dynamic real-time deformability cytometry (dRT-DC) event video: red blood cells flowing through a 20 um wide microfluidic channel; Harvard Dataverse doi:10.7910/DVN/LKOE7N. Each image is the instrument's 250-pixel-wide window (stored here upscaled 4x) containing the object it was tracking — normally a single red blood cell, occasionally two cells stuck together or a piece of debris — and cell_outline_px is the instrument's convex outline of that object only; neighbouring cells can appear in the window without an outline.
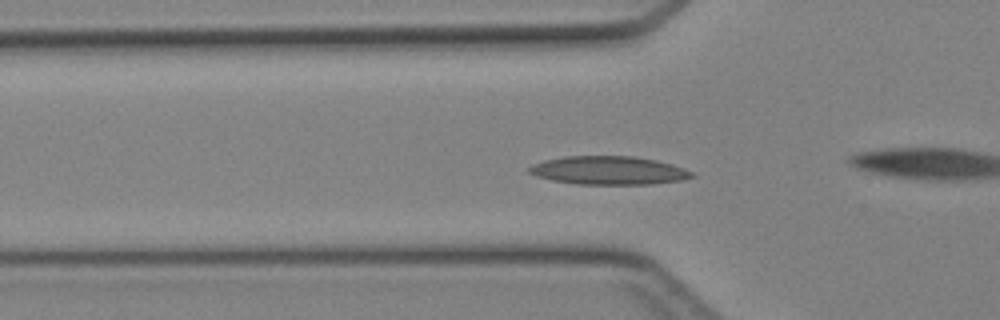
{"species": "Egyptian fruit bat (a non-hibernating species)", "species_latin": "Rousettus aegyptiacus", "temperature_condition": "cold", "stored_images_in_passage": 44, "camera_frame_rate_fps": 3000, "um_per_image_px": 0.085, "animal": {"sex": "female"}, "frame": {"image": 1, "passage_image": 13, "time_ms": 4.0, "image_size_px": [1000, 320], "cell_outline_px": [[696, 176], [680, 180], [652, 184], [576, 184], [552, 180], [536, 176], [528, 172], [528, 168], [532, 164], [544, 160], [564, 156], [636, 156], [656, 160], [672, 164], [684, 168], [692, 172]], "centroid_in_image_um": [51.72, 14.48], "position_along_channel_um": 74.1, "area_um2": 26.99}}
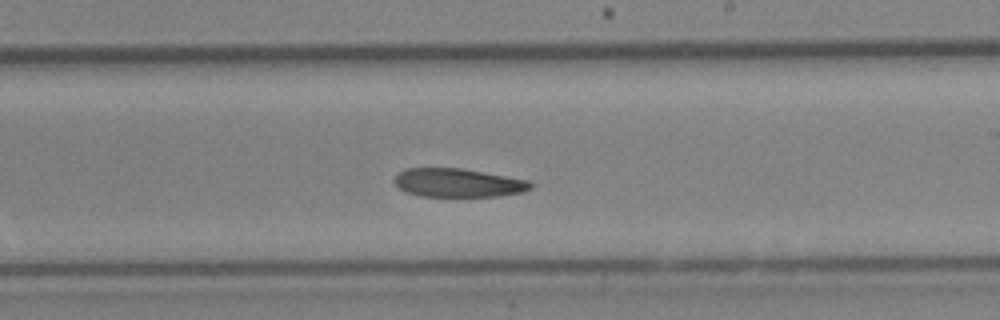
{"frame": {"image": 2, "passage_image": 25, "time_ms": 8.0, "image_size_px": [1000, 320], "cell_outline_px": [[532, 188], [524, 192], [496, 196], [420, 196], [404, 192], [392, 180], [404, 168], [460, 168], [528, 180], [532, 184]], "centroid_in_image_um": [38.91, 15.54], "position_along_channel_um": 250.1, "area_um2": 22.6}}
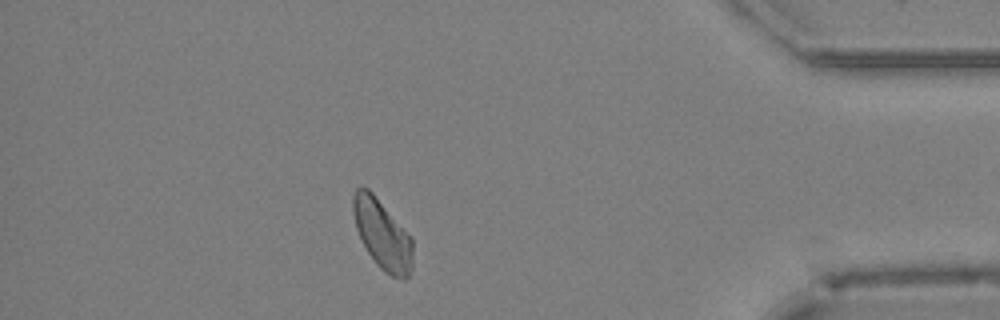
{"frame": {"image": 3, "passage_image": 38, "time_ms": 12.333, "image_size_px": [1000, 320], "cell_outline_px": [[412, 272], [404, 280], [392, 276], [384, 272], [376, 264], [368, 252], [356, 228], [352, 212], [352, 196], [356, 188], [360, 184], [368, 188], [372, 192], [412, 236]], "centroid_in_image_um": [32.5, 19.9], "position_along_channel_um": 402.7, "area_um2": 24.45}}